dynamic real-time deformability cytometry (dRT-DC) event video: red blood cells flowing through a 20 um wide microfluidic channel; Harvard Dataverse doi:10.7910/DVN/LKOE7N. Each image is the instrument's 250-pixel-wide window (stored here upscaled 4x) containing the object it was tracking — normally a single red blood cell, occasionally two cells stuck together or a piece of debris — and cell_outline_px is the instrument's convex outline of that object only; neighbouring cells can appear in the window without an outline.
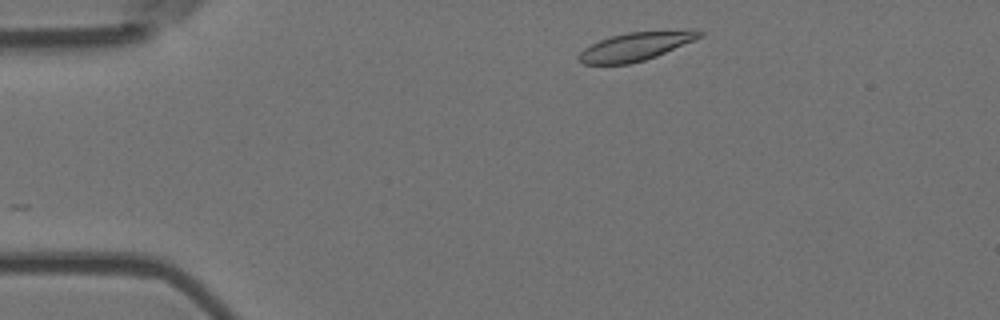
{"species": "Egyptian fruit bat (a non-hibernating species)", "species_latin": "Rousettus aegyptiacus", "temperature_condition": "room temperature", "stored_images_in_passage": 7, "camera_frame_rate_fps": 3000, "um_per_image_px": 0.085, "animal": {"sex": "female"}, "frame": {"image": 1, "passage_image": 1, "time_ms": 0.0, "image_size_px": [1000, 320], "cell_outline_px": [[704, 36], [656, 56], [644, 60], [628, 64], [584, 64], [576, 56], [584, 48], [600, 40], [612, 36], [628, 32], [688, 28], [692, 28], [704, 32]], "centroid_in_image_um": [54.11, 3.91], "position_along_channel_um": 30.9, "area_um2": 20.23}}